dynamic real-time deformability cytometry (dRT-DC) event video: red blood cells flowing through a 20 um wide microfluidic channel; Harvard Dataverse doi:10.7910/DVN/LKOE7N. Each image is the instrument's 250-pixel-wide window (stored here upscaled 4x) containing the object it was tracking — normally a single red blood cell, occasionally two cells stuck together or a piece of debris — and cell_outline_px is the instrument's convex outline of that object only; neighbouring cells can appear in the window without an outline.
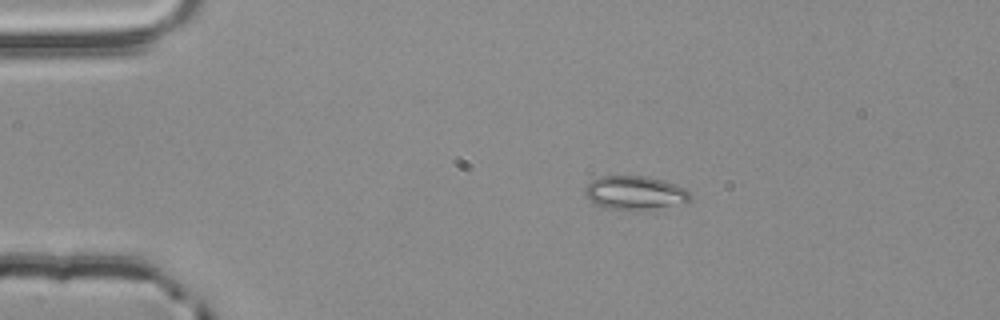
{"species": "common noctule bat (a hibernating species)", "species_latin": "Nyctalus noctula", "temperature_condition": "room temperature", "stored_images_in_passage": 3, "camera_frame_rate_fps": 3000, "um_per_image_px": 0.085, "animal": {"sex": "male", "body_mass_g": 20.4}, "frame": {"image": 1, "passage_image": 2, "time_ms": 0.333, "image_size_px": [1000, 320], "cell_outline_px": [[692, 196], [688, 200], [644, 212], [632, 212], [604, 208], [596, 204], [584, 192], [584, 188], [592, 180], [600, 176], [648, 176], [664, 180], [676, 184], [684, 188]], "centroid_in_image_um": [53.95, 16.41], "position_along_channel_um": 31.1, "area_um2": 20.98}}